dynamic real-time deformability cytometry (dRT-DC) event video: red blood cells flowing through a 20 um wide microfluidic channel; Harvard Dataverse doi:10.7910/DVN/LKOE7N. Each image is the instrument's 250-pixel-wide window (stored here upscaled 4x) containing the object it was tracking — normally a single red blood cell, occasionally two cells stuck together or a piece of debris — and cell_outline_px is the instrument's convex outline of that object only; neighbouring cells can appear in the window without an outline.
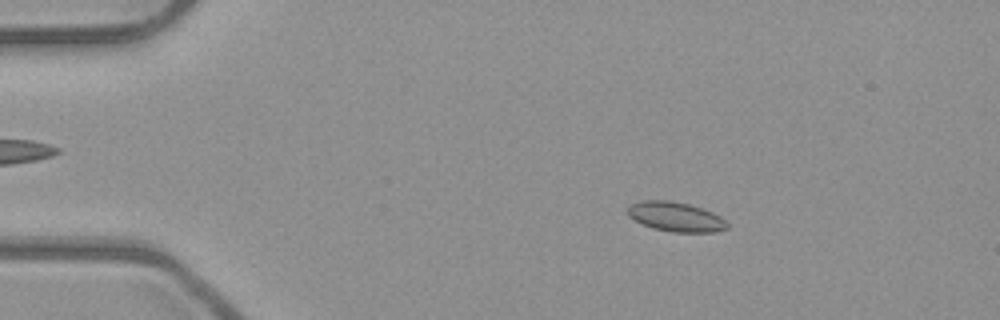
{"species": "common noctule bat (a hibernating species)", "species_latin": "Nyctalus noctula", "temperature_condition": "room temperature", "stored_images_in_passage": 52, "camera_frame_rate_fps": 3000, "um_per_image_px": 0.085, "animal": {"sex": "male", "body_mass_g": 23.1, "forearm_length_mm": 52.7}, "frame": {"image": 1, "passage_image": 9, "time_ms": 2.667, "image_size_px": [1000, 320], "cell_outline_px": [[728, 228], [716, 232], [672, 232], [652, 228], [640, 224], [628, 216], [628, 208], [632, 204], [640, 200], [668, 200], [688, 204], [712, 212], [720, 216], [728, 224]], "centroid_in_image_um": [57.41, 18.43], "position_along_channel_um": 27.6, "area_um2": 17.17}}
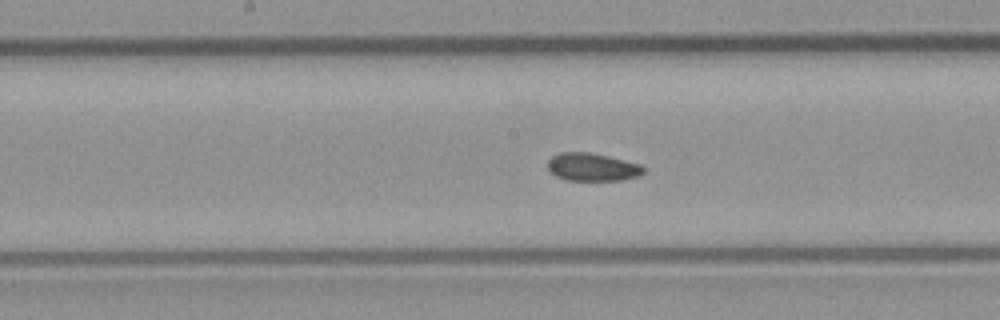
{"frame": {"image": 2, "passage_image": 27, "time_ms": 8.667, "image_size_px": [1000, 320], "cell_outline_px": [[644, 172], [640, 176], [620, 180], [568, 180], [556, 176], [548, 168], [548, 160], [552, 156], [560, 152], [588, 152], [608, 156], [640, 164], [644, 168]], "centroid_in_image_um": [50.35, 14.19], "position_along_channel_um": 197.8, "area_um2": 15.49}}
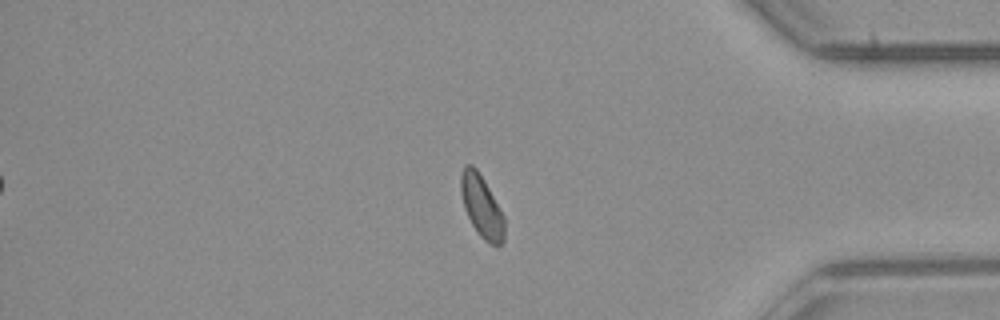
{"frame": {"image": 3, "passage_image": 44, "time_ms": 14.333, "image_size_px": [1000, 320], "cell_outline_px": [[504, 240], [496, 248], [484, 240], [480, 236], [472, 224], [464, 208], [460, 192], [460, 172], [464, 164], [472, 164], [476, 168], [484, 180], [504, 216]], "centroid_in_image_um": [40.92, 17.53], "position_along_channel_um": 394.3, "area_um2": 15.9}, "authors_computed_cell_mechanics": {"area_um2": 16.1551, "velocity_mm_per_s": 3.9502, "shape_relaxation_time_tau1_ms": null, "shape_relaxation_time_tau2_ms": 2.7723, "deformation_change_tau1": null, "deformation_change_tau2": 0.0654}}